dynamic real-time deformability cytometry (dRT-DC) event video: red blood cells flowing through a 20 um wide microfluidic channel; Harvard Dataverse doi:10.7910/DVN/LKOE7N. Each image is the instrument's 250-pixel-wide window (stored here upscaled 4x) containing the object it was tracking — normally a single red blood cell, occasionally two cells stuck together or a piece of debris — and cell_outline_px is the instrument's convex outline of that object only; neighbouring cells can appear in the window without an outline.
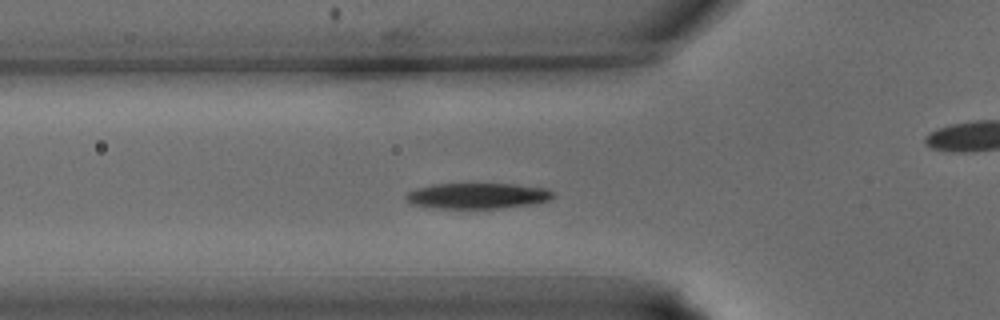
{"species": "common noctule bat (a hibernating species)", "species_latin": "Nyctalus noctula", "temperature_condition": "warm", "stored_images_in_passage": 34, "camera_frame_rate_fps": 3000, "um_per_image_px": 0.085, "animal": {"sex": "male", "body_mass_g": 15.6}, "frame": {"image": 1, "passage_image": 9, "time_ms": 2.667, "image_size_px": [1000, 320], "cell_outline_px": [[556, 196], [552, 200], [528, 204], [500, 208], [432, 208], [408, 204], [404, 200], [404, 196], [408, 192], [416, 188], [432, 184], [516, 184], [548, 188], [556, 192]], "centroid_in_image_um": [40.58, 16.64], "position_along_channel_um": 85.2, "area_um2": 22.43}}
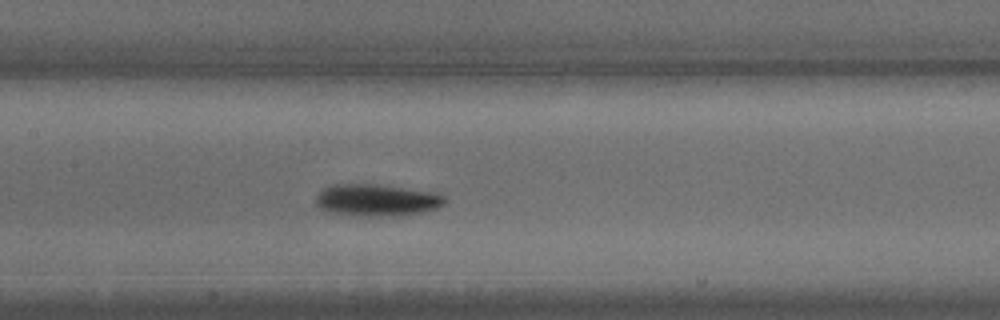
{"frame": {"image": 2, "passage_image": 14, "time_ms": 4.333, "image_size_px": [1000, 320], "cell_outline_px": [[448, 200], [444, 204], [428, 212], [400, 216], [356, 216], [324, 212], [316, 204], [316, 196], [328, 184], [380, 184], [436, 192], [444, 196]], "centroid_in_image_um": [32.04, 17.02], "position_along_channel_um": 175.4, "area_um2": 24.74}}
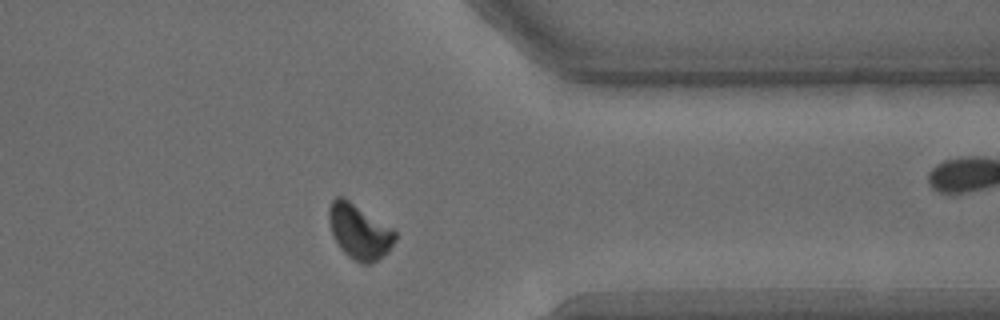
{"frame": {"image": 3, "passage_image": 26, "time_ms": 8.333, "image_size_px": [1000, 320], "cell_outline_px": [[396, 240], [388, 252], [384, 256], [368, 264], [364, 264], [348, 256], [340, 248], [332, 232], [328, 220], [328, 208], [332, 200], [336, 196], [344, 196], [392, 228], [396, 232]], "centroid_in_image_um": [30.54, 19.66], "position_along_channel_um": 380.9, "area_um2": 21.15}}